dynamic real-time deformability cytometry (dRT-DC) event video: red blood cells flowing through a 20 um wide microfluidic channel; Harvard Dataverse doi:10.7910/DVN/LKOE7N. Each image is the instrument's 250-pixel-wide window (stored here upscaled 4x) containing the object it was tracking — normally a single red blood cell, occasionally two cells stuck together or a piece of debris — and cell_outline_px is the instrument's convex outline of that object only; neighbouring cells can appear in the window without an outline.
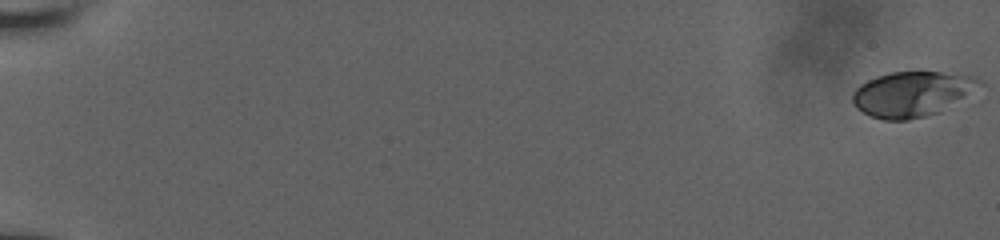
{"species": "human", "species_latin": "Homo sapiens", "temperature_condition": "room temperature", "stored_images_in_passage": 66, "camera_frame_rate_fps": 3000, "um_per_image_px": 0.085, "donor": {"sex": "male"}, "frame": {"image": 1, "passage_image": 1, "time_ms": 0.0, "image_size_px": [1000, 240], "cell_outline_px": [[984, 84], [940, 112], [908, 120], [884, 120], [872, 116], [856, 108], [852, 100], [852, 92], [860, 84], [876, 76], [892, 72], [940, 72], [976, 76]], "centroid_in_image_um": [77.51, 7.98], "position_along_channel_um": 7.5, "area_um2": 33.23}}
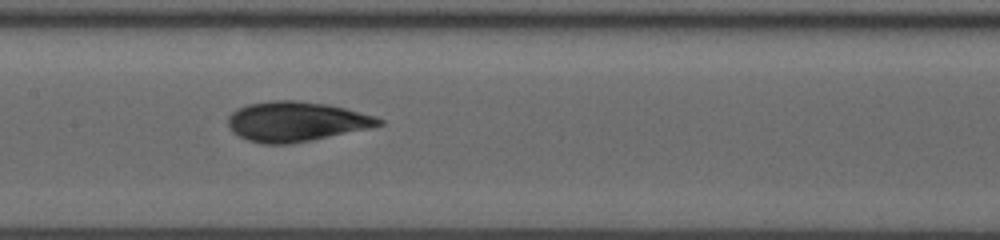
{"frame": {"image": 2, "passage_image": 36, "time_ms": 10.333, "image_size_px": [1000, 240], "cell_outline_px": [[384, 124], [372, 128], [288, 144], [264, 144], [248, 140], [232, 132], [228, 128], [228, 116], [236, 108], [248, 104], [272, 100], [296, 100], [328, 104], [376, 116], [384, 120]], "centroid_in_image_um": [25.17, 10.32], "position_along_channel_um": 182.2, "area_um2": 35.08}}
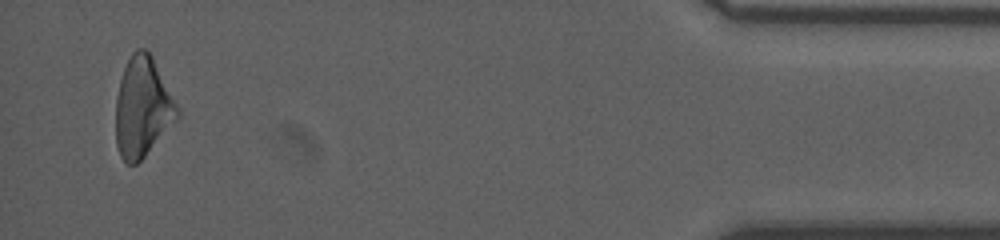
{"frame": {"image": 3, "passage_image": 63, "time_ms": 18.333, "image_size_px": [1000, 240], "cell_outline_px": [[180, 120], [136, 164], [128, 164], [120, 156], [116, 144], [116, 100], [120, 80], [124, 68], [132, 52], [136, 48], [144, 48], [152, 56], [180, 108]], "centroid_in_image_um": [12.16, 9.13], "position_along_channel_um": 423.0, "area_um2": 36.18}, "authors_computed_cell_mechanics": {"area_um2": 34.6222, "velocity_mm_per_s": 3.8727, "shape_relaxation_time_tau1_ms": 4.5925, "shape_relaxation_time_tau2_ms": 1.4529, "deformation_change_tau1": 0.1438, "deformation_change_tau2": 0.0478}}